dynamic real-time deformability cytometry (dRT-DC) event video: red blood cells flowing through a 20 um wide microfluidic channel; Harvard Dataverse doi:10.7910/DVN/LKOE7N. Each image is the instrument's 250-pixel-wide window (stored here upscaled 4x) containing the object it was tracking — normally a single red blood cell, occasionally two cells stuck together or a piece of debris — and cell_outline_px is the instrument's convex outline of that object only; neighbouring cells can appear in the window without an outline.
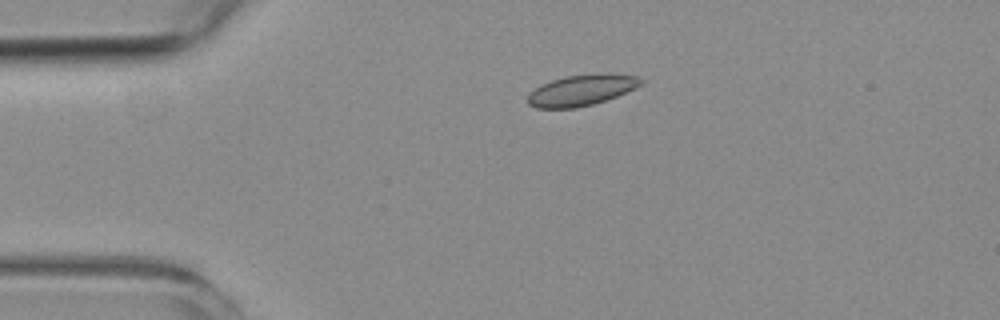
{"species": "common noctule bat (a hibernating species)", "species_latin": "Nyctalus noctula", "temperature_condition": "room temperature", "stored_images_in_passage": 4, "camera_frame_rate_fps": 3000, "um_per_image_px": 0.085, "animal": {"sex": "female", "body_mass_g": 19.3, "forearm_length_mm": 54.1}, "frame": {"image": 1, "passage_image": 3, "time_ms": 3.0, "image_size_px": [1000, 320], "cell_outline_px": [[644, 84], [616, 96], [592, 104], [576, 108], [536, 108], [528, 104], [528, 92], [540, 84], [552, 80], [568, 76], [600, 72], [608, 72], [636, 76], [644, 80]], "centroid_in_image_um": [49.43, 7.64], "position_along_channel_um": 35.6, "area_um2": 20.63}}